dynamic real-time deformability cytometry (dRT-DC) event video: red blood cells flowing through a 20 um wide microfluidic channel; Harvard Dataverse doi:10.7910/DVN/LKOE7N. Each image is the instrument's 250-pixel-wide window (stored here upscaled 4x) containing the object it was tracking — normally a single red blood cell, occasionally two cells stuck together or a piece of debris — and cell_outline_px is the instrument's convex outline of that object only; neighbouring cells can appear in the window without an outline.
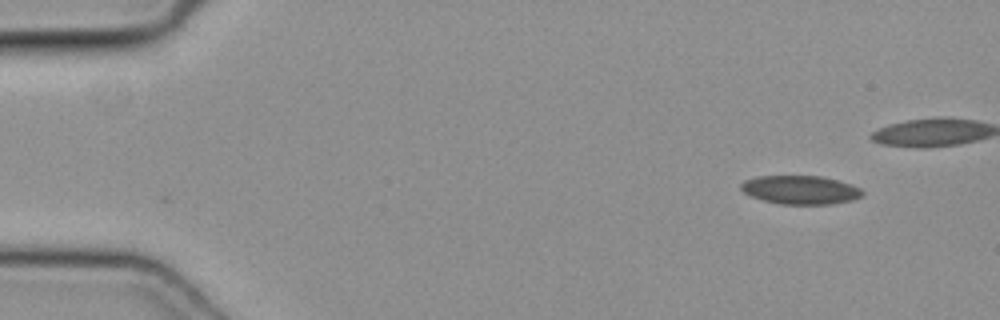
{"species": "common noctule bat (a hibernating species)", "species_latin": "Nyctalus noctula", "temperature_condition": "cold", "stored_images_in_passage": 2, "camera_frame_rate_fps": 3000, "um_per_image_px": 0.085, "animal": {"sex": "female", "body_mass_g": 19.3, "forearm_length_mm": 54.1}, "frame": {"image": 1, "passage_image": 1, "time_ms": 0.0, "image_size_px": [1000, 320], "cell_outline_px": [[864, 196], [852, 200], [832, 204], [780, 204], [764, 200], [752, 196], [744, 192], [740, 188], [740, 184], [744, 180], [756, 176], [820, 176], [852, 184], [860, 188], [864, 192]], "centroid_in_image_um": [68.05, 16.14], "position_along_channel_um": 16.9, "area_um2": 20.29}}